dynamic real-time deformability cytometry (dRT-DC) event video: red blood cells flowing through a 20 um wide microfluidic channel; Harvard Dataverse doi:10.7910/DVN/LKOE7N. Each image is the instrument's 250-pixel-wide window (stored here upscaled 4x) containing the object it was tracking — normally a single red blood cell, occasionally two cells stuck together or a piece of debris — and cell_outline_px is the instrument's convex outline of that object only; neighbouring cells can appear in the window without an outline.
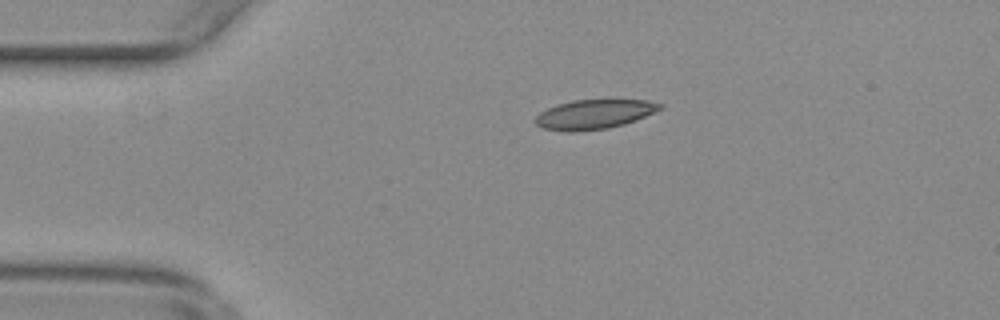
{"species": "common noctule bat (a hibernating species)", "species_latin": "Nyctalus noctula", "temperature_condition": "warm", "stored_images_in_passage": 32, "camera_frame_rate_fps": 3000, "um_per_image_px": 0.085, "animal": {"sex": "female", "body_mass_g": 29.2, "forearm_length_mm": 56.3}, "frame": {"image": 1, "passage_image": 1, "time_ms": 0.0, "image_size_px": [1000, 320], "cell_outline_px": [[664, 108], [636, 120], [624, 124], [608, 128], [572, 132], [568, 132], [544, 128], [536, 124], [536, 116], [540, 112], [548, 108], [572, 100], [648, 100], [664, 104]], "centroid_in_image_um": [50.55, 9.71], "position_along_channel_um": 34.4, "area_um2": 21.27}}
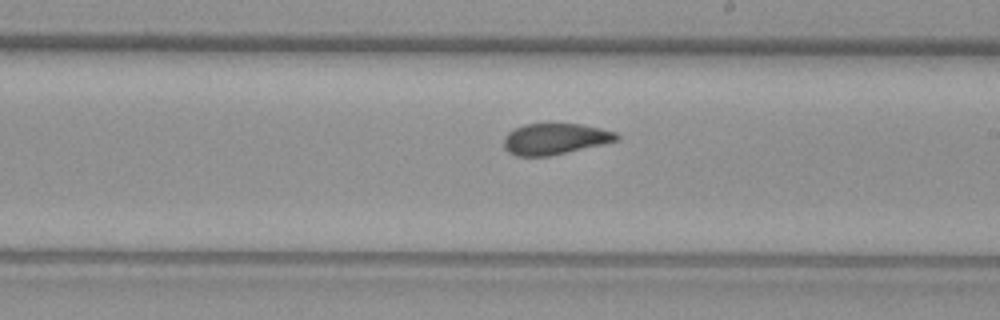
{"frame": {"image": 2, "passage_image": 21, "time_ms": 6.667, "image_size_px": [1000, 320], "cell_outline_px": [[620, 136], [616, 140], [600, 144], [548, 156], [516, 156], [508, 152], [504, 148], [504, 136], [508, 132], [524, 124], [580, 124], [600, 128], [616, 132]], "centroid_in_image_um": [47.12, 11.8], "position_along_channel_um": 241.9, "area_um2": 20.11}}
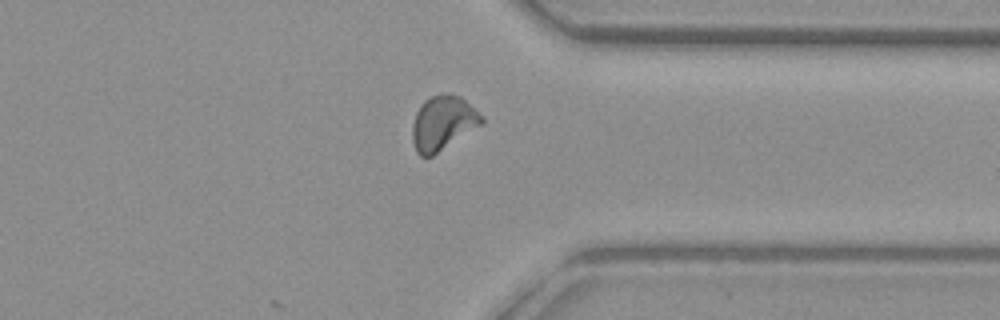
{"frame": {"image": 3, "passage_image": 32, "time_ms": 10.333, "image_size_px": [1000, 320], "cell_outline_px": [[484, 124], [432, 156], [420, 156], [416, 152], [412, 140], [412, 124], [416, 112], [420, 104], [424, 100], [432, 96], [448, 92], [460, 96], [484, 116]], "centroid_in_image_um": [37.66, 10.45], "position_along_channel_um": 373.7, "area_um2": 22.25}, "authors_computed_cell_mechanics": {"area_um2": 21.2704, "velocity_mm_per_s": 3.7128, "shape_relaxation_time_tau1_ms": 9.0195, "shape_relaxation_time_tau2_ms": 1.5705, "deformation_change_tau1": 0.1891, "deformation_change_tau2": 0.0639}}